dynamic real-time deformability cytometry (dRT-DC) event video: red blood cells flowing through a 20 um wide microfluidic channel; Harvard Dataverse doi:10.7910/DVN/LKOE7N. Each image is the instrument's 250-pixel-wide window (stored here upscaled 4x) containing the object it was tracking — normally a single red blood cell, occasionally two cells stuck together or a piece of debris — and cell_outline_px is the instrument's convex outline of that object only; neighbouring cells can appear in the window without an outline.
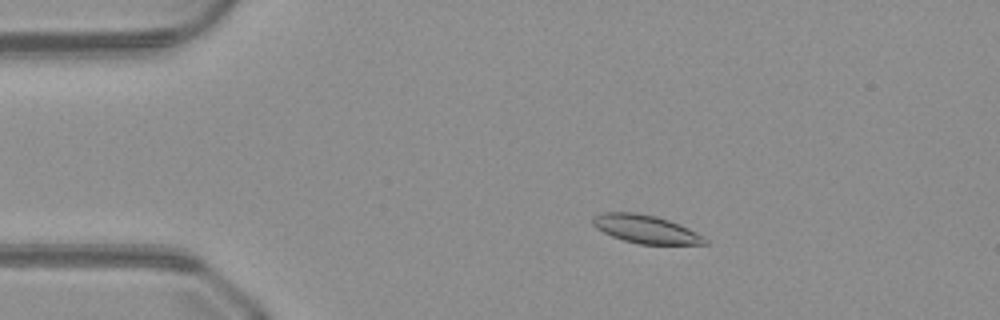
{"species": "common noctule bat (a hibernating species)", "species_latin": "Nyctalus noctula", "temperature_condition": "warm", "stored_images_in_passage": 43, "camera_frame_rate_fps": 3000, "um_per_image_px": 0.085, "animal": {"sex": "male", "body_mass_g": 23.1, "forearm_length_mm": 52.7}, "frame": {"image": 1, "passage_image": 2, "time_ms": 0.333, "image_size_px": [1000, 320], "cell_outline_px": [[708, 244], [640, 244], [624, 240], [612, 236], [596, 228], [592, 224], [592, 216], [600, 212], [636, 212], [656, 216], [668, 220], [688, 228], [704, 236], [708, 240]], "centroid_in_image_um": [54.86, 19.46], "position_along_channel_um": 30.1, "area_um2": 18.44}}
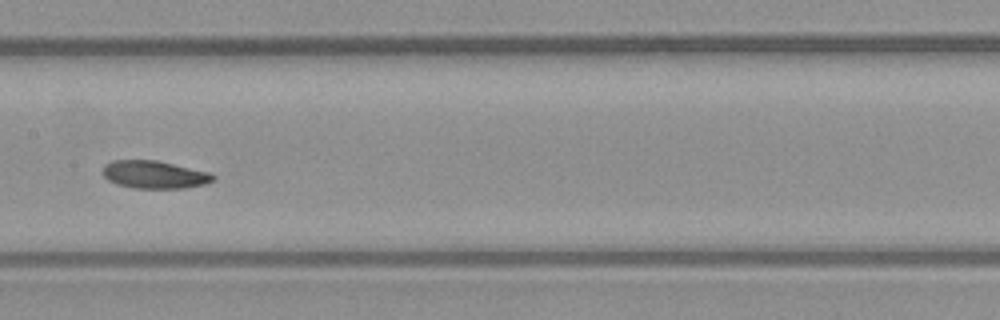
{"frame": {"image": 2, "passage_image": 18, "time_ms": 5.667, "image_size_px": [1000, 320], "cell_outline_px": [[216, 180], [204, 184], [184, 188], [132, 188], [116, 184], [108, 180], [104, 176], [104, 164], [112, 160], [156, 160], [212, 172], [216, 176]], "centroid_in_image_um": [13.16, 14.84], "position_along_channel_um": 194.2, "area_um2": 18.03}}
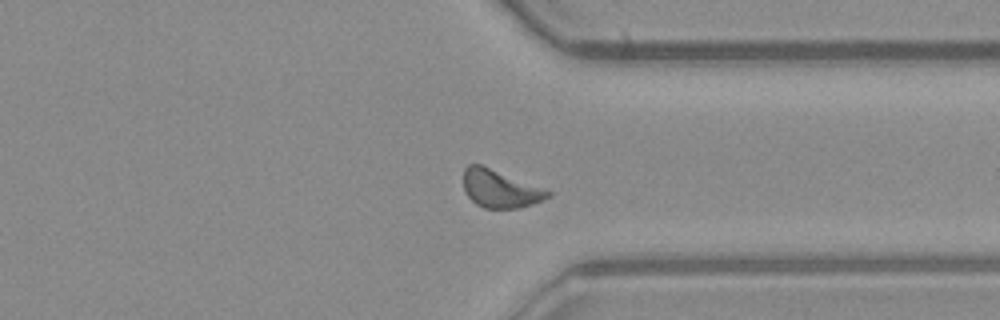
{"frame": {"image": 3, "passage_image": 31, "time_ms": 10.0, "image_size_px": [1000, 320], "cell_outline_px": [[552, 196], [544, 200], [520, 208], [484, 208], [476, 204], [464, 192], [464, 168], [468, 164], [480, 164], [544, 188], [552, 192]], "centroid_in_image_um": [42.52, 16.05], "position_along_channel_um": 368.9, "area_um2": 18.61}}